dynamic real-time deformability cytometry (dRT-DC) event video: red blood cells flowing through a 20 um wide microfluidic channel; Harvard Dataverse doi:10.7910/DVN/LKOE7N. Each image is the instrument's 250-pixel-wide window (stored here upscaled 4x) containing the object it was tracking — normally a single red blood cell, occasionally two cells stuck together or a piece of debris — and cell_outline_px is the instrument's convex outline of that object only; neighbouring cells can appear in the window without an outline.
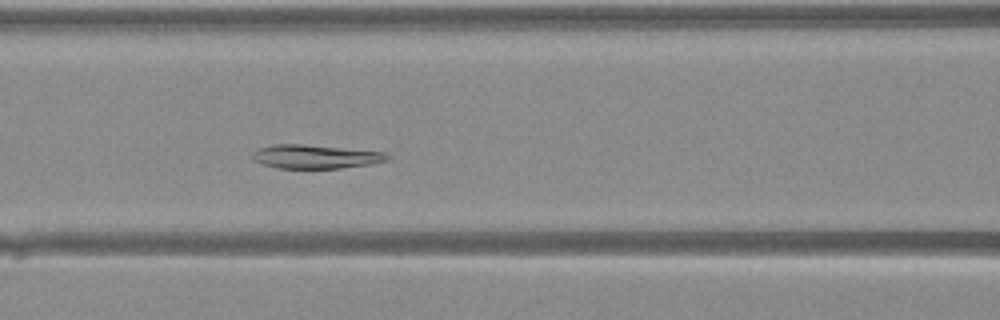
{"species": "Egyptian fruit bat (a non-hibernating species)", "species_latin": "Rousettus aegyptiacus", "temperature_condition": "warm", "stored_images_in_passage": 37, "segment_of_instrument_passage": [2, 2], "camera_frame_rate_fps": 3000, "um_per_image_px": 0.085, "animal": {"sex": "female"}, "frame": {"image": 1, "passage_image": 13, "time_ms": 4.0, "image_size_px": [1000, 320], "cell_outline_px": [[388, 160], [372, 164], [340, 168], [276, 168], [252, 160], [252, 152], [260, 148], [272, 144], [300, 144], [384, 152], [388, 156]], "centroid_in_image_um": [26.77, 13.32], "position_along_channel_um": 139.8, "area_um2": 18.5}}
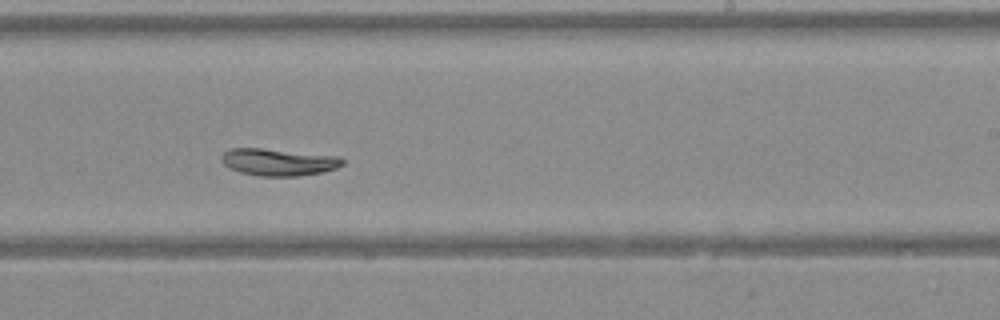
{"frame": {"image": 2, "passage_image": 21, "time_ms": 6.667, "image_size_px": [1000, 320], "cell_outline_px": [[344, 164], [336, 168], [324, 172], [296, 176], [260, 176], [240, 172], [228, 168], [220, 160], [220, 156], [228, 148], [260, 148], [340, 156], [344, 160]], "centroid_in_image_um": [23.65, 13.77], "position_along_channel_um": 265.3, "area_um2": 19.25}}
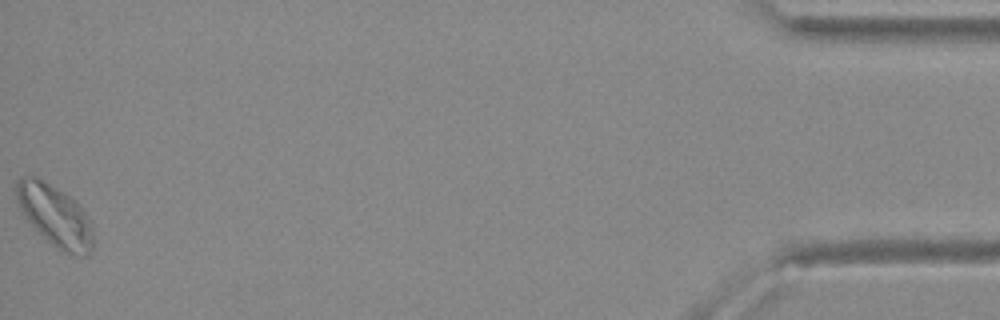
{"frame": {"image": 3, "passage_image": 37, "time_ms": 12.0, "image_size_px": [1000, 320], "cell_outline_px": [[92, 252], [88, 256], [68, 256], [60, 252], [24, 216], [16, 196], [16, 184], [20, 176], [36, 176], [64, 192], [80, 204], [92, 224]], "centroid_in_image_um": [4.72, 18.36], "position_along_channel_um": 430.5, "area_um2": 27.57}}